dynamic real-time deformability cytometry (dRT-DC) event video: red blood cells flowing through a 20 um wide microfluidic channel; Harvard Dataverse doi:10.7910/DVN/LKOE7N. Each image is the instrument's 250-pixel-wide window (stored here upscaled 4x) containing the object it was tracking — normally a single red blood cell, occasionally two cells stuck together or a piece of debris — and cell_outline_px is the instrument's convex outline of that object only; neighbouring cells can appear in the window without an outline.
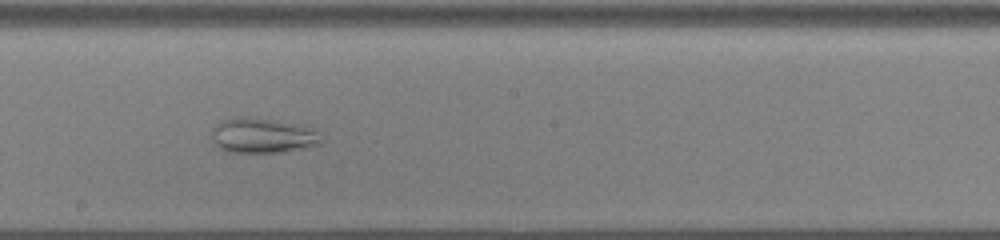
{"species": "common noctule bat (a hibernating species)", "species_latin": "Nyctalus noctula", "temperature_condition": "cold", "stored_images_in_passage": 27, "camera_frame_rate_fps": 3000, "um_per_image_px": 0.085, "animal": {"sex": "male", "body_mass_g": 13.0, "forearm_length_mm": 53.1}, "frame": {"image": 1, "passage_image": 19, "time_ms": 6.0, "image_size_px": [1000, 240], "cell_outline_px": [[324, 140], [320, 144], [304, 148], [284, 152], [224, 152], [212, 140], [212, 128], [220, 120], [236, 116], [248, 116], [272, 120], [312, 128]], "centroid_in_image_um": [22.27, 11.52], "position_along_channel_um": 225.9, "area_um2": 22.43}}
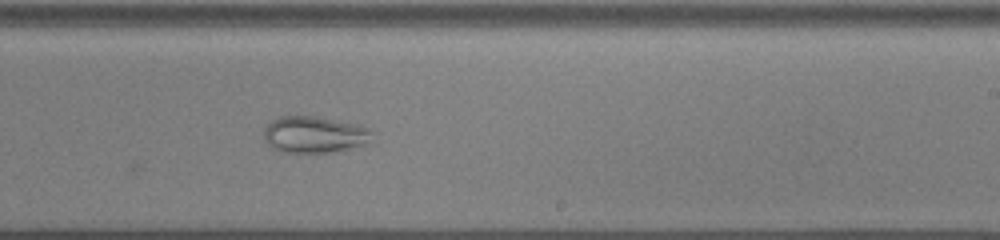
{"frame": {"image": 2, "passage_image": 22, "time_ms": 7.0, "image_size_px": [1000, 240], "cell_outline_px": [[376, 132], [372, 140], [364, 144], [332, 152], [280, 152], [272, 148], [264, 140], [264, 128], [272, 120], [280, 116], [316, 116], [356, 124], [372, 128]], "centroid_in_image_um": [26.75, 11.43], "position_along_channel_um": 262.3, "area_um2": 23.29}}
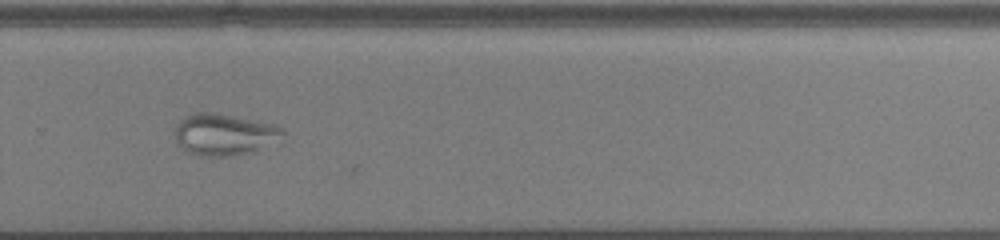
{"frame": {"image": 3, "passage_image": 26, "time_ms": 8.333, "image_size_px": [1000, 240], "cell_outline_px": [[288, 132], [284, 144], [256, 152], [236, 156], [200, 156], [188, 152], [176, 140], [176, 124], [184, 116], [196, 112], [216, 112], [276, 124], [284, 128]], "centroid_in_image_um": [19.27, 11.45], "position_along_channel_um": 310.5, "area_um2": 27.57}}